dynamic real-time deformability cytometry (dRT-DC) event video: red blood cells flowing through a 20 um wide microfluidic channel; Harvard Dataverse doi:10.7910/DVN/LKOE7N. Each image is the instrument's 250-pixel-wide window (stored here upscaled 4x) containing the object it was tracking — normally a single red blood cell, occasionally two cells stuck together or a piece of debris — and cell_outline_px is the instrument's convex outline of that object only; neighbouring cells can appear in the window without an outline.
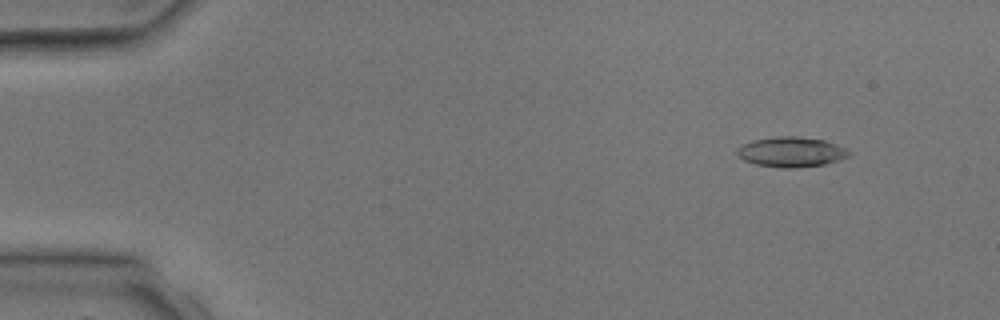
{"species": "common noctule bat (a hibernating species)", "species_latin": "Nyctalus noctula", "temperature_condition": "room temperature", "stored_images_in_passage": 5, "camera_frame_rate_fps": 3000, "um_per_image_px": 0.085, "animal": {"sex": "male", "body_mass_g": 17.9, "forearm_length_mm": 54.2}, "frame": {"image": 1, "passage_image": 1, "time_ms": 0.0, "image_size_px": [1000, 320], "cell_outline_px": [[852, 152], [848, 156], [824, 164], [792, 168], [780, 168], [756, 164], [744, 160], [736, 152], [744, 144], [752, 140], [776, 136], [796, 136], [824, 140], [844, 148]], "centroid_in_image_um": [67.24, 12.91], "position_along_channel_um": 17.8, "area_um2": 19.25}}